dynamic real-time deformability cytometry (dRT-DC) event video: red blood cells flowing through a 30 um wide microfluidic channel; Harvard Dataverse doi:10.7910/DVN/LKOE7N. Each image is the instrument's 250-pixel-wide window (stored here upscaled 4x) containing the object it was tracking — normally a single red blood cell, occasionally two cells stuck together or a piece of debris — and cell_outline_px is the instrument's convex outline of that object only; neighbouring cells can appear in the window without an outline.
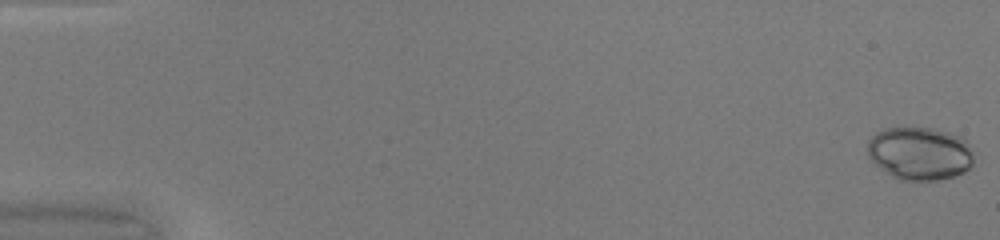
{"species": "common noctule bat (a hibernating species)", "species_latin": "Nyctalus noctula", "temperature_condition": "warm", "stored_images_in_passage": 50, "camera_frame_rate_fps": 3000, "um_per_image_px": 0.085, "animal": {"sex": "female", "body_mass_g": 20.0, "forearm_length_mm": 54.0}, "frame": {"image": 1, "passage_image": 1, "time_ms": 0.0, "image_size_px": [1000, 240], "cell_outline_px": [[972, 164], [964, 172], [952, 176], [936, 180], [900, 180], [892, 176], [880, 168], [868, 156], [868, 140], [876, 132], [884, 128], [932, 128], [948, 132], [960, 136], [968, 144], [972, 152]], "centroid_in_image_um": [78.16, 13.03], "position_along_channel_um": 6.8, "area_um2": 32.66}}